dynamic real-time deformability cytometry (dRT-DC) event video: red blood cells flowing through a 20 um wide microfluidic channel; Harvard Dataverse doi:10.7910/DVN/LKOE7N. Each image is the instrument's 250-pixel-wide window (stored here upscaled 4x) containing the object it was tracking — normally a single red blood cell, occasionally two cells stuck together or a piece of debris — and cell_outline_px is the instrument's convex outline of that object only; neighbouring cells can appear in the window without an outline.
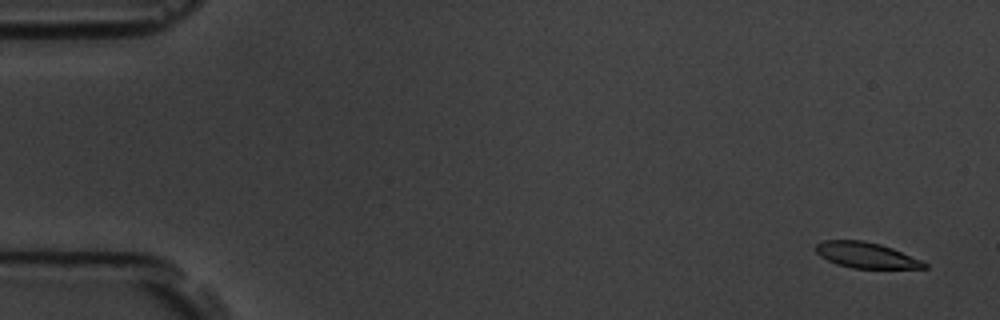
{"species": "common noctule bat (a hibernating species)", "species_latin": "Nyctalus noctula", "temperature_condition": "room temperature", "stored_images_in_passage": 59, "camera_frame_rate_fps": 3000, "um_per_image_px": 0.085, "animal": {"sex": "male", "body_mass_g": 19.5, "forearm_length_mm": 54.6}, "frame": {"image": 1, "passage_image": 3, "time_ms": 0.667, "image_size_px": [1000, 320], "cell_outline_px": [[928, 268], [852, 268], [836, 264], [820, 256], [816, 252], [816, 244], [824, 240], [860, 240], [880, 244], [892, 248], [920, 260], [928, 264]], "centroid_in_image_um": [73.6, 21.69], "position_along_channel_um": 11.4, "area_um2": 16.07}}
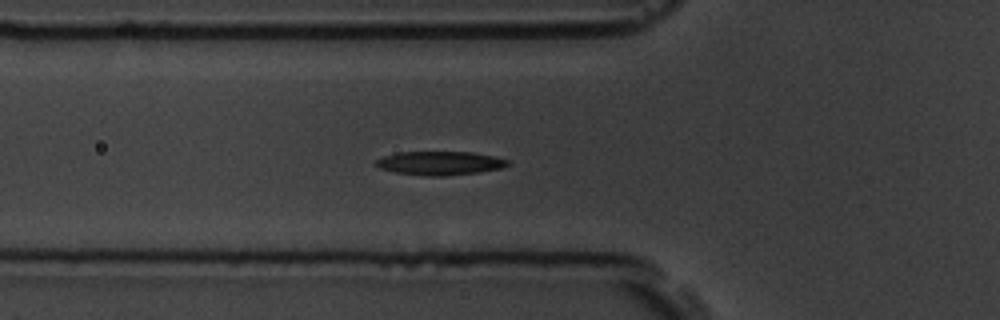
{"frame": {"image": 2, "passage_image": 21, "time_ms": 6.667, "image_size_px": [1000, 320], "cell_outline_px": [[508, 164], [504, 168], [480, 172], [444, 176], [424, 176], [396, 172], [380, 168], [372, 164], [376, 160], [384, 156], [400, 152], [472, 152], [496, 156], [508, 160]], "centroid_in_image_um": [37.41, 13.87], "position_along_channel_um": 88.4, "area_um2": 18.32}}
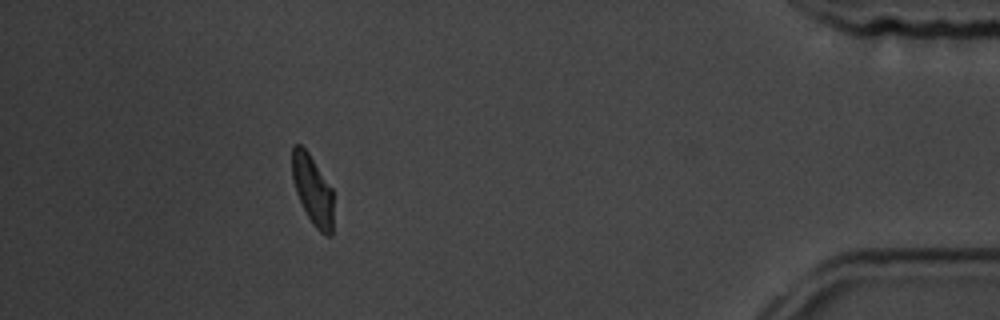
{"frame": {"image": 3, "passage_image": 53, "time_ms": 17.333, "image_size_px": [1000, 320], "cell_outline_px": [[332, 236], [328, 236], [320, 232], [312, 224], [296, 192], [292, 180], [292, 144], [300, 144], [308, 152], [332, 188]], "centroid_in_image_um": [26.56, 16.13], "position_along_channel_um": 408.6, "area_um2": 16.59}, "authors_computed_cell_mechanics": {"area_um2": 17.8602, "velocity_mm_per_s": 3.5182, "shape_relaxation_time_tau1_ms": 2.9987, "shape_relaxation_time_tau2_ms": 2.7208, "deformation_change_tau1": 0.1442, "deformation_change_tau2": 0.0816}}